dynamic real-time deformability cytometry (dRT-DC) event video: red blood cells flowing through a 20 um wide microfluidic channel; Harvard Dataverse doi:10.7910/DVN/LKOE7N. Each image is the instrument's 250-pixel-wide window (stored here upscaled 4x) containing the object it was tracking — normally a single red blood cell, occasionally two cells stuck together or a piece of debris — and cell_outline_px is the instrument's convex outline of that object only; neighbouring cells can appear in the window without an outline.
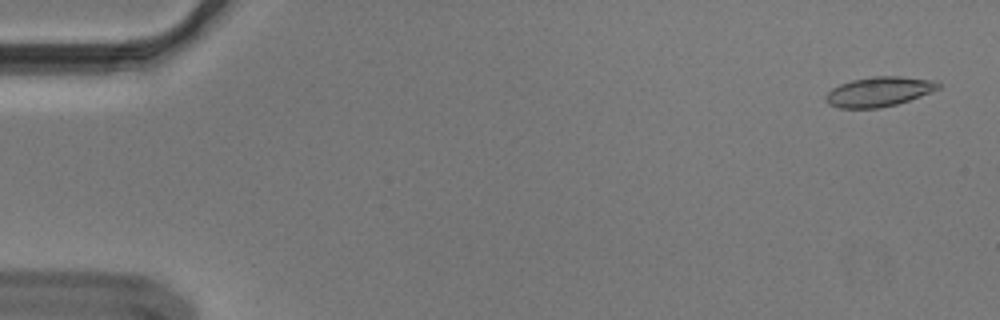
{"species": "Egyptian fruit bat (a non-hibernating species)", "species_latin": "Rousettus aegyptiacus", "temperature_condition": "cold", "stored_images_in_passage": 56, "camera_frame_rate_fps": 3000, "um_per_image_px": 0.085, "animal": {"sex": "male"}, "frame": {"image": 1, "passage_image": 2, "time_ms": 0.333, "image_size_px": [1000, 320], "cell_outline_px": [[940, 88], [908, 100], [896, 104], [880, 108], [840, 108], [828, 104], [824, 100], [824, 96], [832, 88], [840, 84], [852, 80], [876, 76], [900, 76], [932, 80], [940, 84]], "centroid_in_image_um": [74.66, 7.79], "position_along_channel_um": 10.3, "area_um2": 19.31}}
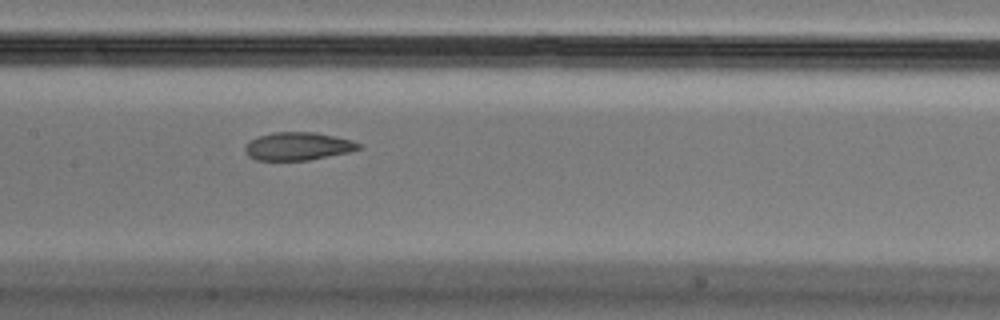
{"frame": {"image": 2, "passage_image": 27, "time_ms": 8.667, "image_size_px": [1000, 320], "cell_outline_px": [[364, 148], [348, 152], [308, 160], [256, 160], [248, 156], [244, 148], [252, 140], [260, 136], [272, 132], [316, 132], [352, 140], [360, 144]], "centroid_in_image_um": [25.36, 12.43], "position_along_channel_um": 182.0, "area_um2": 18.38}}
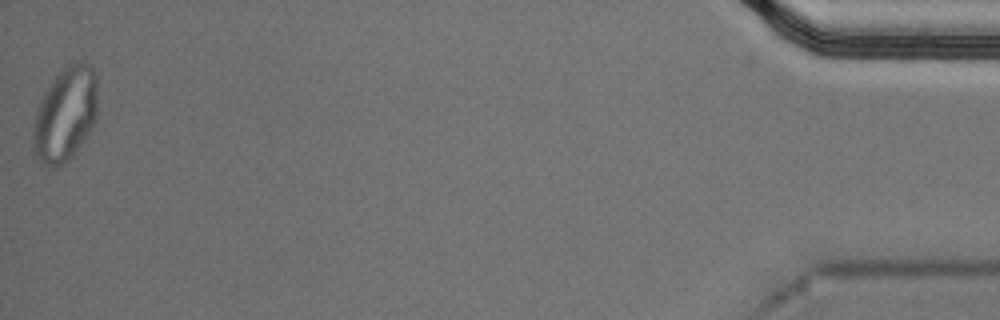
{"frame": {"image": 3, "passage_image": 55, "time_ms": 18.0, "image_size_px": [1000, 320], "cell_outline_px": [[96, 120], [92, 128], [72, 156], [68, 160], [56, 168], [48, 168], [40, 164], [32, 148], [32, 128], [36, 108], [52, 80], [68, 64], [80, 60], [84, 60], [92, 68], [96, 76]], "centroid_in_image_um": [5.52, 9.75], "position_along_channel_um": 429.7, "area_um2": 35.72}, "authors_computed_cell_mechanics": {"area_um2": 19.7098, "velocity_mm_per_s": 3.6245, "shape_relaxation_time_tau1_ms": null, "shape_relaxation_time_tau2_ms": 1.5775, "deformation_change_tau1": null, "deformation_change_tau2": 0.0495}}